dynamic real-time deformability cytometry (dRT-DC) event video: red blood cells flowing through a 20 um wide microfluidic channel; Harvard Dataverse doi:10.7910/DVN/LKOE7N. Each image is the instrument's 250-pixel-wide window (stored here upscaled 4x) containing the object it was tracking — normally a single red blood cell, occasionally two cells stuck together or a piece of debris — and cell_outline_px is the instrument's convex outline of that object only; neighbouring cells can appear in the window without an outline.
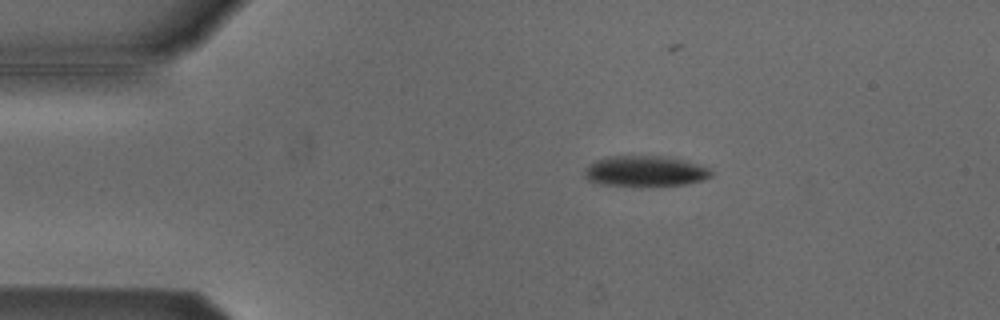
{"species": "Egyptian fruit bat (a non-hibernating species)", "species_latin": "Rousettus aegyptiacus", "temperature_condition": "cold", "stored_images_in_passage": 5, "camera_frame_rate_fps": 3000, "um_per_image_px": 0.085, "animal": {"sex": "male"}, "frame": {"image": 1, "passage_image": 3, "time_ms": 0.667, "image_size_px": [1000, 320], "cell_outline_px": [[712, 176], [704, 180], [684, 184], [600, 184], [588, 180], [584, 176], [584, 168], [588, 164], [596, 160], [608, 156], [664, 156], [684, 160], [700, 164], [708, 168], [712, 172]], "centroid_in_image_um": [54.83, 14.51], "position_along_channel_um": 30.2, "area_um2": 22.14}}